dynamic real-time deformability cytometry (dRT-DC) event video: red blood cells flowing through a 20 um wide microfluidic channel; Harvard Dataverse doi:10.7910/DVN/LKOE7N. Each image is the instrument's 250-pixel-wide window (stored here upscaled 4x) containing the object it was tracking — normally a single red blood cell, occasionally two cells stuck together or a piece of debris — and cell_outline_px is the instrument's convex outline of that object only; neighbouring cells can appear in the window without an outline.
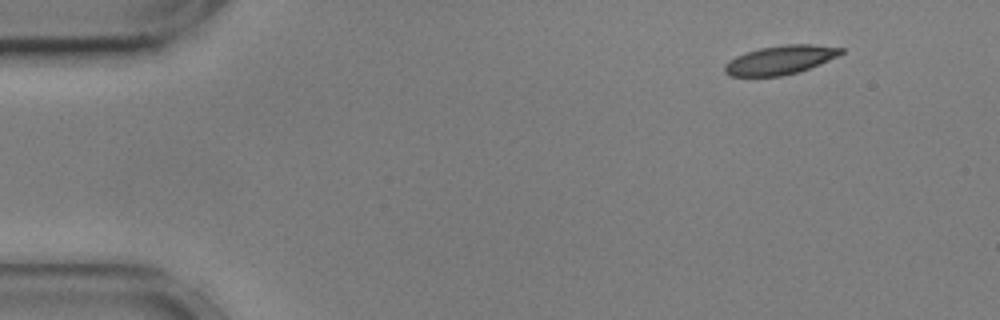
{"species": "common noctule bat (a hibernating species)", "species_latin": "Nyctalus noctula", "temperature_condition": "cold", "stored_images_in_passage": 51, "camera_frame_rate_fps": 3000, "um_per_image_px": 0.085, "animal": {"sex": "male", "body_mass_g": 17.9, "forearm_length_mm": 54.2}, "frame": {"image": 1, "passage_image": 1, "time_ms": 0.0, "image_size_px": [1000, 320], "cell_outline_px": [[844, 52], [828, 60], [800, 72], [780, 76], [728, 76], [724, 72], [724, 64], [736, 56], [760, 48], [784, 44], [812, 44], [844, 48]], "centroid_in_image_um": [66.31, 5.1], "position_along_channel_um": 18.7, "area_um2": 19.48}}
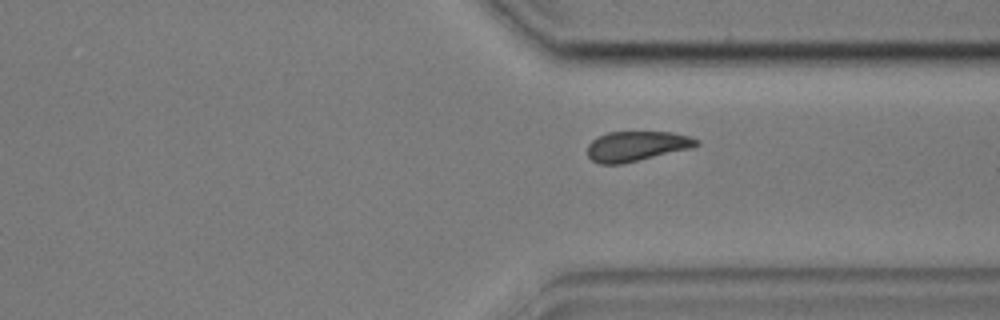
{"frame": {"image": 2, "passage_image": 37, "time_ms": 12.0, "image_size_px": [1000, 320], "cell_outline_px": [[700, 144], [692, 148], [624, 164], [596, 164], [588, 156], [588, 144], [596, 136], [608, 132], [672, 132], [688, 136], [700, 140]], "centroid_in_image_um": [54.1, 12.43], "position_along_channel_um": 357.3, "area_um2": 19.31}}
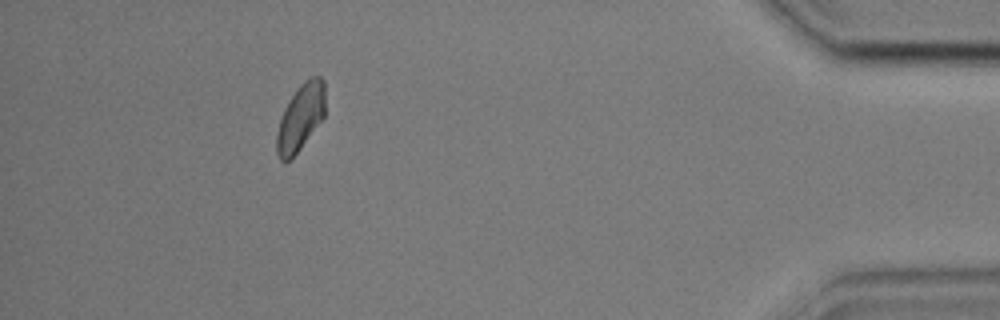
{"frame": {"image": 3, "passage_image": 46, "time_ms": 15.0, "image_size_px": [1000, 320], "cell_outline_px": [[324, 116], [300, 148], [288, 160], [280, 160], [276, 152], [276, 132], [284, 108], [296, 88], [304, 80], [312, 76], [320, 76], [324, 80]], "centroid_in_image_um": [25.53, 9.93], "position_along_channel_um": 409.7, "area_um2": 18.55}, "authors_computed_cell_mechanics": {"area_um2": 19.7676, "velocity_mm_per_s": 3.5642, "shape_relaxation_time_tau1_ms": 3.6943, "shape_relaxation_time_tau2_ms": 10.2237, "deformation_change_tau1": 0.12, "deformation_change_tau2": 0.1588}}